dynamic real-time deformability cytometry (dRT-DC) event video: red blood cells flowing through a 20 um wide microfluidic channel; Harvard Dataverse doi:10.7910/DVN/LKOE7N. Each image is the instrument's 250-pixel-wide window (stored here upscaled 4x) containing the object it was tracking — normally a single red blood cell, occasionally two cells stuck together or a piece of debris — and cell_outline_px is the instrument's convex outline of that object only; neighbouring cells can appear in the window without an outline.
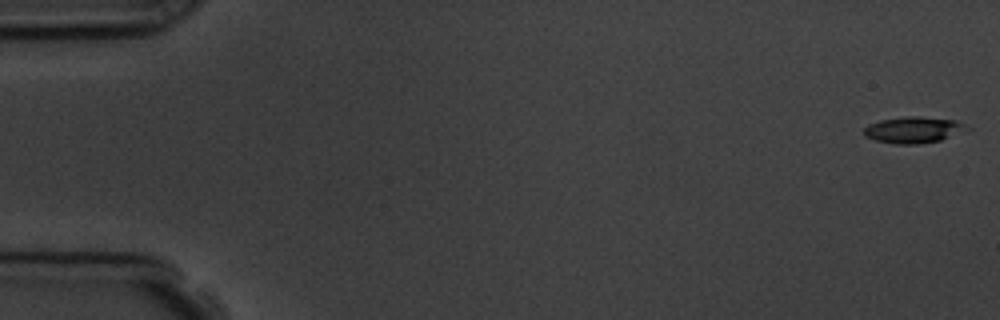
{"species": "common noctule bat (a hibernating species)", "species_latin": "Nyctalus noctula", "temperature_condition": "room temperature", "stored_images_in_passage": 8, "camera_frame_rate_fps": 3000, "um_per_image_px": 0.085, "animal": {"sex": "male", "body_mass_g": 19.5, "forearm_length_mm": 54.6}, "frame": {"image": 1, "passage_image": 1, "time_ms": 0.0, "image_size_px": [1000, 320], "cell_outline_px": [[972, 128], [940, 140], [916, 144], [892, 144], [876, 140], [864, 136], [864, 128], [868, 124], [880, 120], [908, 116], [920, 116], [956, 120]], "centroid_in_image_um": [77.63, 11.03], "position_along_channel_um": 7.4, "area_um2": 15.78}}